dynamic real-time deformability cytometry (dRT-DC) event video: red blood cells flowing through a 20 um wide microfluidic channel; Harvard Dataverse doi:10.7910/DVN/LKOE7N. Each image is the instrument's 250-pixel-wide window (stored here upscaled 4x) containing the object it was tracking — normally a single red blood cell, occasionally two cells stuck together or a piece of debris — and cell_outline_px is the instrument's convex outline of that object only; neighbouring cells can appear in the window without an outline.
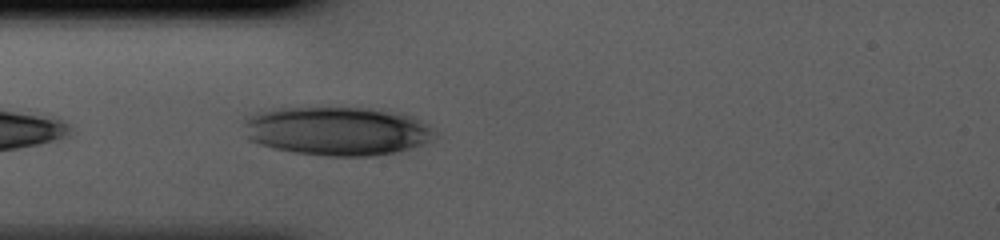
{"species": "human", "species_latin": "Homo sapiens", "temperature_condition": "cold", "stored_images_in_passage": 23, "camera_frame_rate_fps": 3000, "um_per_image_px": 0.085, "donor": {"sex": "male"}, "frame": {"image": 1, "passage_image": 3, "time_ms": 0.667, "image_size_px": [1000, 240], "cell_outline_px": [[436, 136], [424, 144], [396, 152], [372, 156], [328, 156], [292, 152], [272, 148], [256, 144], [248, 140], [244, 136], [244, 116], [256, 112], [272, 108], [372, 108], [408, 116], [420, 120], [428, 124], [436, 132]], "centroid_in_image_um": [28.57, 11.14], "position_along_channel_um": 56.4, "area_um2": 54.74}}
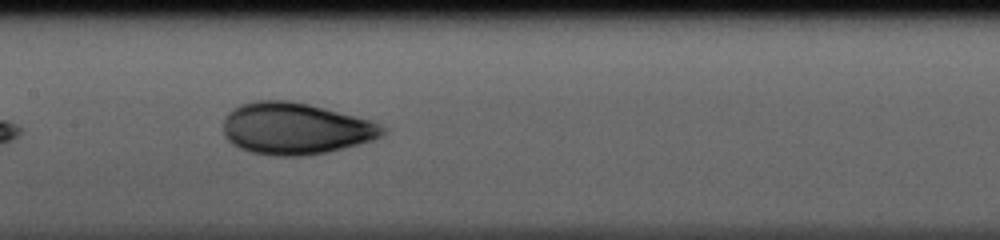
{"frame": {"image": 2, "passage_image": 12, "time_ms": 3.667, "image_size_px": [1000, 240], "cell_outline_px": [[384, 136], [372, 140], [328, 152], [304, 156], [272, 156], [252, 152], [240, 148], [232, 144], [224, 136], [224, 120], [228, 112], [232, 108], [240, 104], [256, 100], [288, 100], [308, 104], [372, 120], [380, 124], [384, 128]], "centroid_in_image_um": [25.1, 10.93], "position_along_channel_um": 182.3, "area_um2": 48.15}}
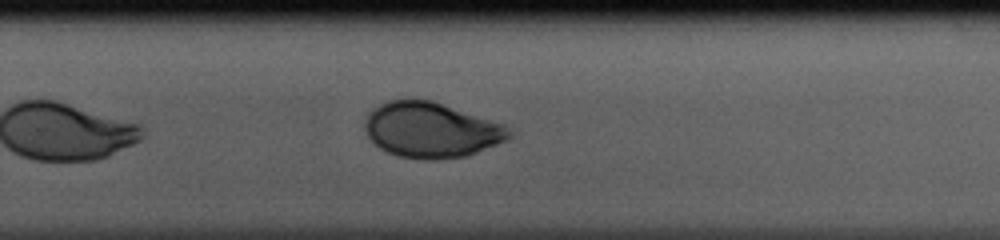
{"frame": {"image": 3, "passage_image": 20, "time_ms": 6.333, "image_size_px": [1000, 240], "cell_outline_px": [[516, 132], [508, 140], [468, 156], [440, 160], [420, 160], [396, 156], [380, 148], [368, 136], [364, 128], [364, 124], [368, 116], [380, 104], [388, 100], [432, 100], [504, 124]], "centroid_in_image_um": [36.72, 11.08], "position_along_channel_um": 293.1, "area_um2": 46.76}}